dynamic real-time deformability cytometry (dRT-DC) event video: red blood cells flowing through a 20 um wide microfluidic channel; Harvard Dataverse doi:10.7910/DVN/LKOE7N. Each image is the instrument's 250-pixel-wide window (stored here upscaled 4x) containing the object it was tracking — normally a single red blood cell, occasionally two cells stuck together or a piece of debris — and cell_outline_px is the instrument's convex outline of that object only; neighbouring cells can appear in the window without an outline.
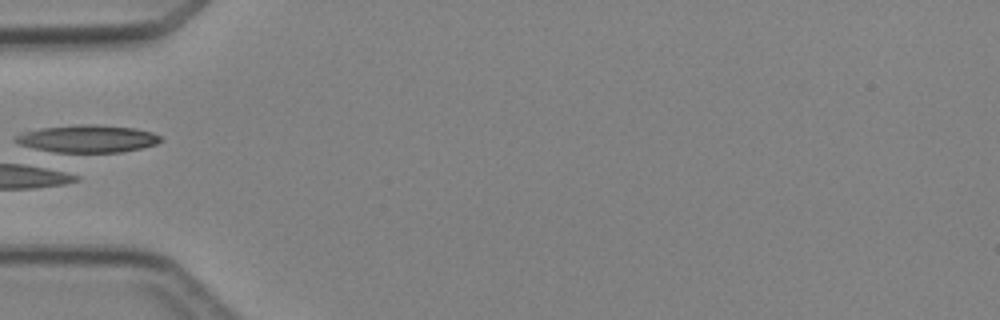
{"species": "Egyptian fruit bat (a non-hibernating species)", "species_latin": "Rousettus aegyptiacus", "temperature_condition": "cold", "stored_images_in_passage": 4, "camera_frame_rate_fps": 3000, "um_per_image_px": 0.085, "animal": {"sex": "female"}, "frame": {"image": 1, "passage_image": 4, "time_ms": 4.333, "image_size_px": [1000, 320], "cell_outline_px": [[164, 140], [156, 144], [140, 148], [120, 152], [64, 156], [44, 152], [20, 144], [12, 140], [12, 136], [40, 128], [76, 124], [96, 124], [136, 128], [152, 132], [160, 136]], "centroid_in_image_um": [7.37, 11.84], "position_along_channel_um": 77.6, "area_um2": 24.62}}